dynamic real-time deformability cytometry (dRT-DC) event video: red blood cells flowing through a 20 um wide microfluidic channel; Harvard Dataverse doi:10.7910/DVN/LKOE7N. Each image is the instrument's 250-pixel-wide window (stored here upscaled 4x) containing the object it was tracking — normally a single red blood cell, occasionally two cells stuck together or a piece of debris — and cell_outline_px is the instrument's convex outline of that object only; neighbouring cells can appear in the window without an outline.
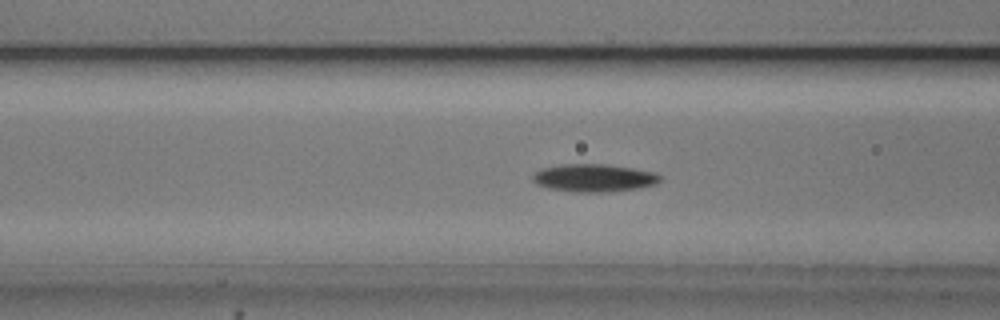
{"species": "common noctule bat (a hibernating species)", "species_latin": "Nyctalus noctula", "temperature_condition": "cold", "stored_images_in_passage": 54, "camera_frame_rate_fps": 3000, "um_per_image_px": 0.085, "animal": {"sex": "male", "body_mass_g": 20.5, "forearm_length_mm": 52.5}, "frame": {"image": 1, "passage_image": 21, "time_ms": 6.667, "image_size_px": [1000, 320], "cell_outline_px": [[660, 180], [656, 184], [640, 188], [608, 192], [576, 192], [548, 188], [536, 184], [532, 180], [532, 176], [540, 168], [564, 164], [604, 164], [632, 168], [656, 172], [660, 176]], "centroid_in_image_um": [50.48, 15.12], "position_along_channel_um": 116.1, "area_um2": 20.69}}
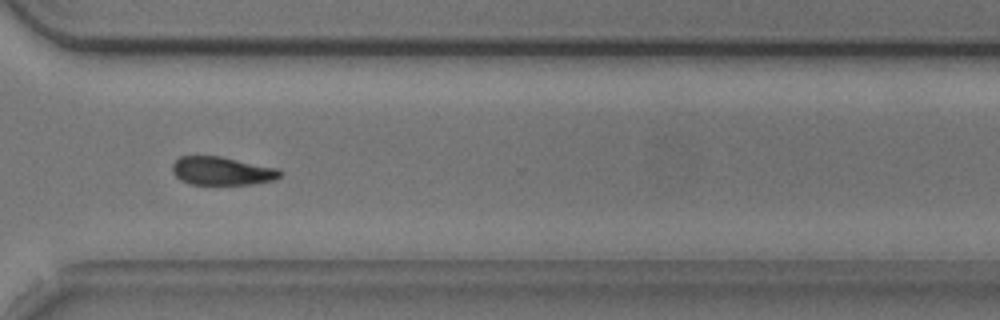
{"frame": {"image": 2, "passage_image": 40, "time_ms": 13.0, "image_size_px": [1000, 320], "cell_outline_px": [[284, 172], [276, 180], [252, 184], [192, 184], [180, 180], [172, 172], [172, 164], [180, 156], [220, 156], [280, 168]], "centroid_in_image_um": [18.91, 14.53], "position_along_channel_um": 351.7, "area_um2": 17.98}}
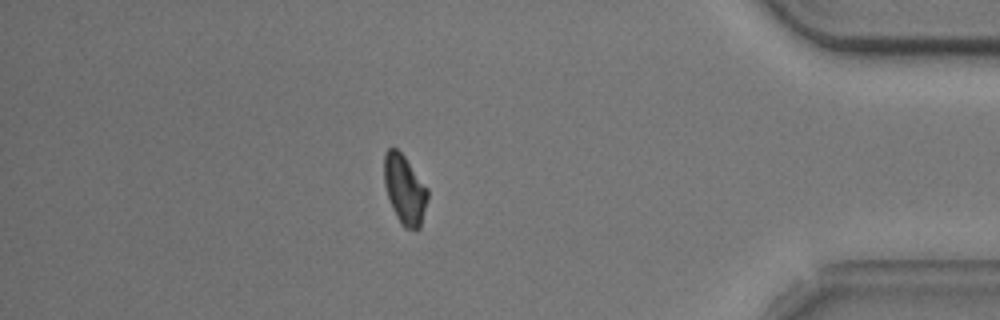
{"frame": {"image": 3, "passage_image": 47, "time_ms": 15.333, "image_size_px": [1000, 320], "cell_outline_px": [[428, 200], [420, 228], [416, 232], [404, 228], [400, 224], [392, 208], [384, 184], [384, 152], [388, 148], [396, 148], [404, 156], [428, 188]], "centroid_in_image_um": [34.4, 16.15], "position_along_channel_um": 400.8, "area_um2": 17.8}, "authors_computed_cell_mechanics": {"area_um2": 18.4382, "velocity_mm_per_s": 3.726, "shape_relaxation_time_tau1_ms": 3.217, "shape_relaxation_time_tau2_ms": null, "deformation_change_tau1": 0.1101, "deformation_change_tau2": null}}